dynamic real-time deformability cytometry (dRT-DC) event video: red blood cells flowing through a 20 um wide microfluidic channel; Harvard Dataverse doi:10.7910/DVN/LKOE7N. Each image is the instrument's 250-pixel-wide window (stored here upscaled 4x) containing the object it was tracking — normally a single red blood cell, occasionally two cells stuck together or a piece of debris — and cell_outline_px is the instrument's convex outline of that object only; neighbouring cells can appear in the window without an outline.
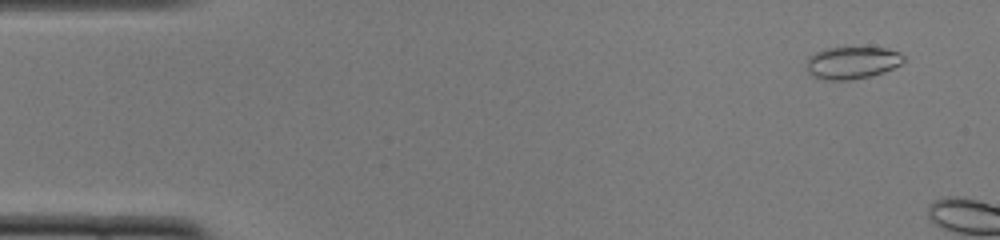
{"species": "common noctule bat (a hibernating species)", "species_latin": "Nyctalus noctula", "temperature_condition": "cold", "stored_images_in_passage": 7, "camera_frame_rate_fps": 3000, "um_per_image_px": 0.085, "animal": {"sex": "female", "body_mass_g": 22.0, "forearm_length_mm": 56.7}, "frame": {"image": 1, "passage_image": 4, "time_ms": 1.0, "image_size_px": [1000, 240], "cell_outline_px": [[904, 60], [900, 64], [884, 72], [872, 76], [852, 80], [824, 80], [812, 76], [808, 72], [808, 56], [816, 52], [828, 48], [888, 48], [900, 52], [904, 56]], "centroid_in_image_um": [72.44, 5.34], "position_along_channel_um": 12.6, "area_um2": 18.26}}